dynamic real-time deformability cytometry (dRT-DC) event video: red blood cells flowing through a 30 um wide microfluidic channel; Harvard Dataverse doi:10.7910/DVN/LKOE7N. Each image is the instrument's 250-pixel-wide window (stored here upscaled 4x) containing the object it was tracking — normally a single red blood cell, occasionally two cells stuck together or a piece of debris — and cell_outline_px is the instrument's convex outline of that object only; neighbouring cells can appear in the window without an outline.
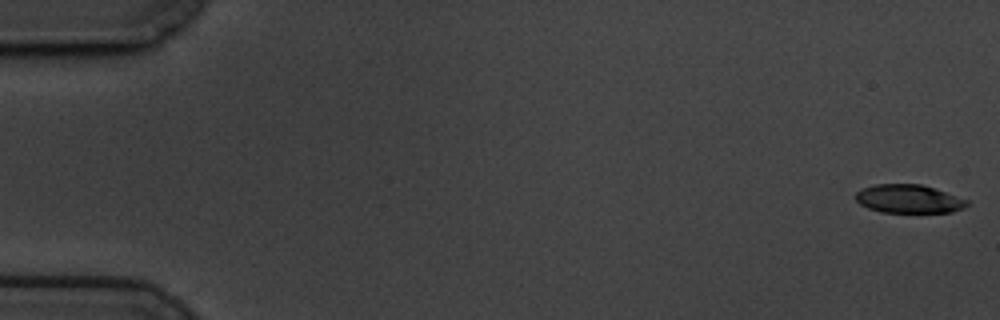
{"species": "common noctule bat (a hibernating species)", "species_latin": "Nyctalus noctula", "temperature_condition": "cold", "stored_images_in_passage": 59, "camera_frame_rate_fps": 3000, "um_per_image_px": 0.085, "animal": {"sex": "male", "body_mass_g": 19.5, "forearm_length_mm": 54.6}, "frame": {"image": 1, "passage_image": 1, "time_ms": 0.0, "image_size_px": [1000, 320], "cell_outline_px": [[968, 204], [964, 208], [952, 212], [880, 212], [868, 208], [860, 204], [856, 200], [856, 192], [864, 188], [876, 184], [920, 184], [968, 200]], "centroid_in_image_um": [77.22, 16.91], "position_along_channel_um": 7.8, "area_um2": 18.21}}
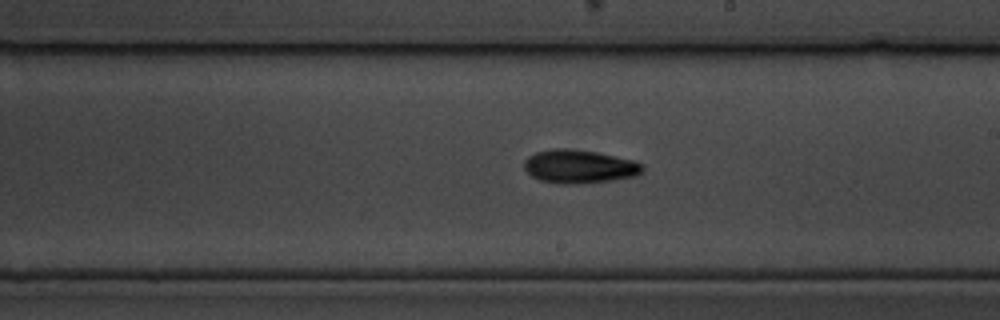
{"frame": {"image": 2, "passage_image": 34, "time_ms": 11.0, "image_size_px": [1000, 320], "cell_outline_px": [[644, 172], [636, 176], [612, 180], [580, 184], [560, 184], [540, 180], [532, 176], [524, 168], [524, 160], [528, 156], [536, 152], [552, 148], [568, 148], [596, 152], [632, 160], [644, 164]], "centroid_in_image_um": [49.25, 14.16], "position_along_channel_um": 239.8, "area_um2": 23.24}}
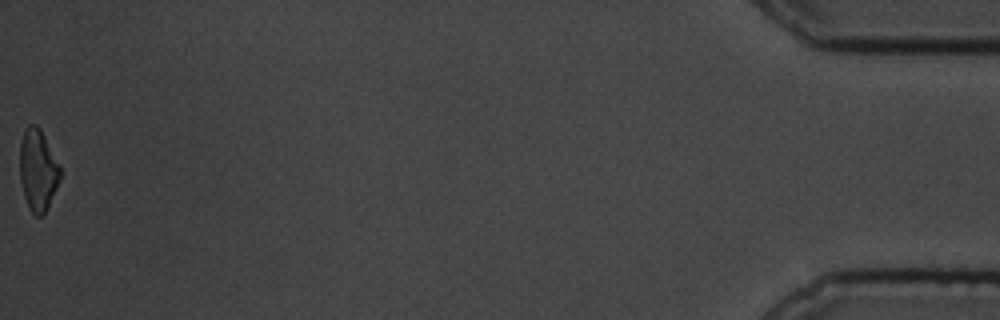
{"frame": {"image": 3, "passage_image": 59, "time_ms": 19.333, "image_size_px": [1000, 320], "cell_outline_px": [[64, 172], [48, 208], [40, 216], [36, 216], [28, 208], [24, 196], [20, 180], [20, 144], [24, 128], [28, 124], [36, 124], [40, 128], [60, 164]], "centroid_in_image_um": [3.25, 14.44], "position_along_channel_um": 432.0, "area_um2": 19.65}, "authors_computed_cell_mechanics": {"area_um2": 20.4034, "velocity_mm_per_s": 3.4401, "shape_relaxation_time_tau1_ms": 3.014, "shape_relaxation_time_tau2_ms": null, "deformation_change_tau1": 0.1166, "deformation_change_tau2": null}}